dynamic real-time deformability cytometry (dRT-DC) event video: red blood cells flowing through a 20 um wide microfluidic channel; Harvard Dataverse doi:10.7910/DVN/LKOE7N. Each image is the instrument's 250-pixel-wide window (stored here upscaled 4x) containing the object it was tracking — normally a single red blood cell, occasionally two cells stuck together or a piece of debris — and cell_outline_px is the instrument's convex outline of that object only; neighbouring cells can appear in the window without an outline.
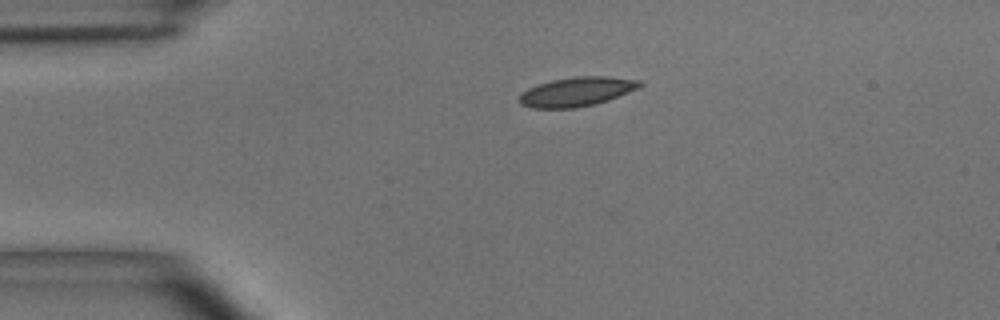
{"species": "common noctule bat (a hibernating species)", "species_latin": "Nyctalus noctula", "temperature_condition": "room temperature", "stored_images_in_passage": 43, "camera_frame_rate_fps": 3000, "um_per_image_px": 0.085, "animal": {"sex": "male", "body_mass_g": 15.6}, "frame": {"image": 1, "passage_image": 1, "time_ms": 0.0, "image_size_px": [1000, 320], "cell_outline_px": [[644, 84], [640, 88], [608, 100], [576, 108], [532, 108], [520, 104], [516, 100], [528, 88], [536, 84], [552, 80], [576, 76], [608, 76], [640, 80]], "centroid_in_image_um": [49.03, 7.79], "position_along_channel_um": 36.0, "area_um2": 20.63}}
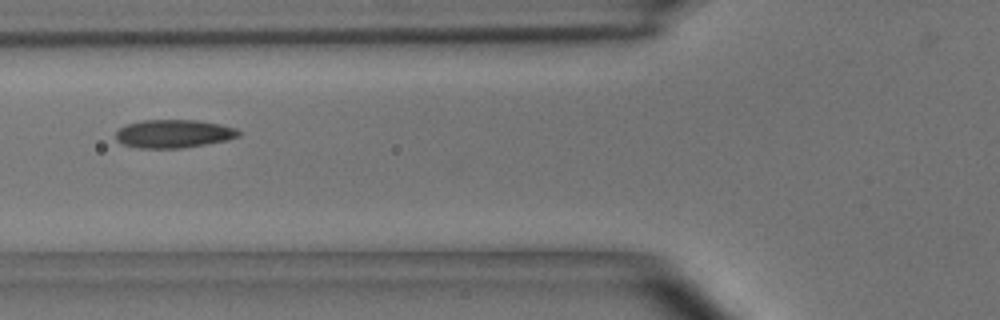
{"frame": {"image": 2, "passage_image": 10, "time_ms": 3.0, "image_size_px": [1000, 320], "cell_outline_px": [[240, 136], [228, 140], [180, 148], [140, 148], [120, 144], [116, 140], [116, 132], [124, 124], [140, 120], [196, 120], [220, 124], [236, 128], [240, 132]], "centroid_in_image_um": [14.73, 11.36], "position_along_channel_um": 111.1, "area_um2": 20.35}}
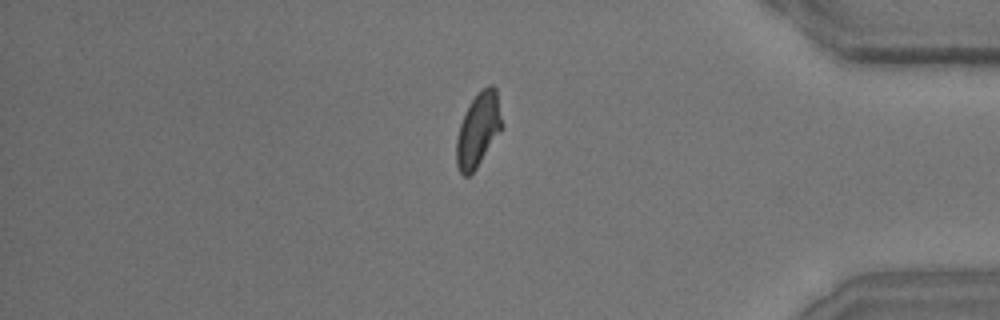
{"frame": {"image": 3, "passage_image": 36, "time_ms": 11.667, "image_size_px": [1000, 320], "cell_outline_px": [[504, 128], [476, 168], [468, 176], [464, 176], [460, 172], [456, 164], [456, 136], [464, 112], [468, 104], [488, 84], [492, 84], [496, 88], [504, 124]], "centroid_in_image_um": [40.67, 11.02], "position_along_channel_um": 394.5, "area_um2": 19.94}, "authors_computed_cell_mechanics": {"area_um2": 19.8832, "velocity_mm_per_s": 3.6, "shape_relaxation_time_tau1_ms": 4.0819, "shape_relaxation_time_tau2_ms": 1.8945, "deformation_change_tau1": 0.1384, "deformation_change_tau2": 0.0786}}